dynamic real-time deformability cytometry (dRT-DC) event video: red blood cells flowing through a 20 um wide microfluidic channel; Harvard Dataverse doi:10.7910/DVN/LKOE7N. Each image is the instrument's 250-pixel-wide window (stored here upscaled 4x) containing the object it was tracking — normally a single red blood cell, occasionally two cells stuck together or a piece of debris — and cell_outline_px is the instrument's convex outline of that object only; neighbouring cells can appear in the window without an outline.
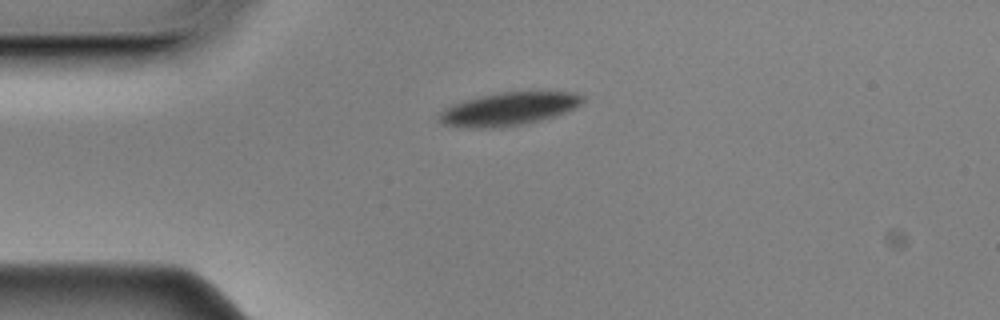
{"species": "Egyptian fruit bat (a non-hibernating species)", "species_latin": "Rousettus aegyptiacus", "temperature_condition": "cold", "stored_images_in_passage": 45, "camera_frame_rate_fps": 3000, "um_per_image_px": 0.085, "animal": {"sex": "male"}, "frame": {"image": 1, "passage_image": 1, "time_ms": 0.0, "image_size_px": [1000, 320], "cell_outline_px": [[584, 100], [580, 104], [564, 112], [540, 120], [520, 124], [492, 128], [468, 128], [444, 124], [440, 120], [440, 112], [444, 108], [452, 104], [464, 100], [480, 96], [500, 92], [576, 92], [584, 96]], "centroid_in_image_um": [43.21, 9.25], "position_along_channel_um": 41.8, "area_um2": 27.22}}
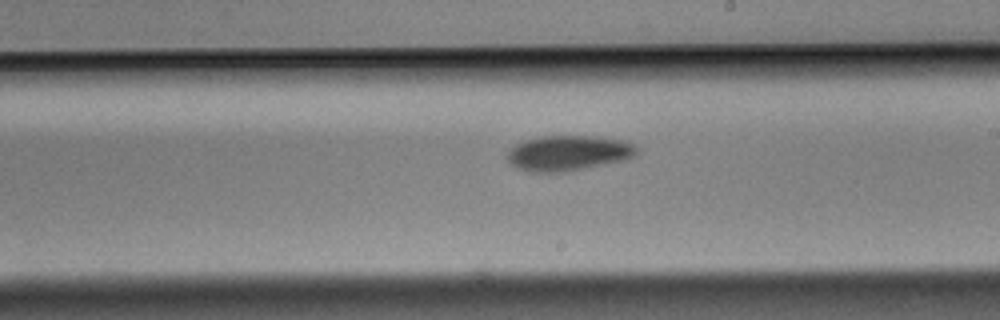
{"frame": {"image": 2, "passage_image": 20, "time_ms": 6.333, "image_size_px": [1000, 320], "cell_outline_px": [[636, 152], [632, 156], [624, 160], [568, 172], [528, 172], [516, 168], [508, 160], [508, 152], [516, 144], [524, 140], [540, 136], [596, 136], [628, 140], [636, 144]], "centroid_in_image_um": [48.32, 13.01], "position_along_channel_um": 240.7, "area_um2": 26.82}}
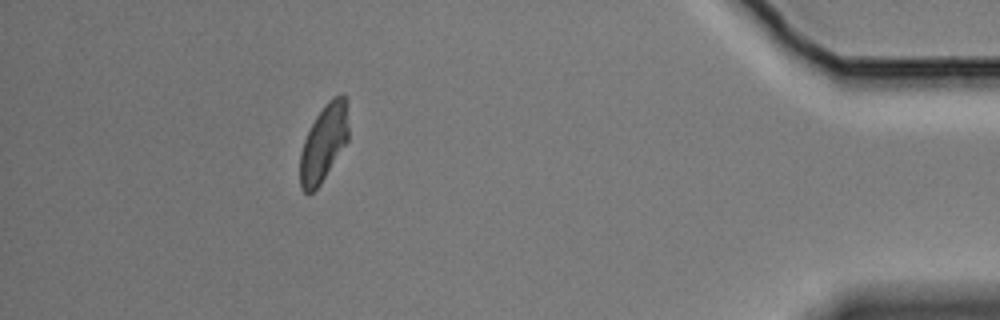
{"frame": {"image": 3, "passage_image": 39, "time_ms": 12.667, "image_size_px": [1000, 320], "cell_outline_px": [[348, 140], [320, 184], [308, 196], [300, 188], [300, 152], [304, 140], [316, 116], [324, 104], [332, 96], [344, 96], [348, 100]], "centroid_in_image_um": [27.52, 12.14], "position_along_channel_um": 407.7, "area_um2": 21.73}, "authors_computed_cell_mechanics": {"area_um2": 24.5072, "velocity_mm_per_s": 3.4815, "shape_relaxation_time_tau1_ms": 3.5335, "shape_relaxation_time_tau2_ms": null, "deformation_change_tau1": 0.089, "deformation_change_tau2": null}}